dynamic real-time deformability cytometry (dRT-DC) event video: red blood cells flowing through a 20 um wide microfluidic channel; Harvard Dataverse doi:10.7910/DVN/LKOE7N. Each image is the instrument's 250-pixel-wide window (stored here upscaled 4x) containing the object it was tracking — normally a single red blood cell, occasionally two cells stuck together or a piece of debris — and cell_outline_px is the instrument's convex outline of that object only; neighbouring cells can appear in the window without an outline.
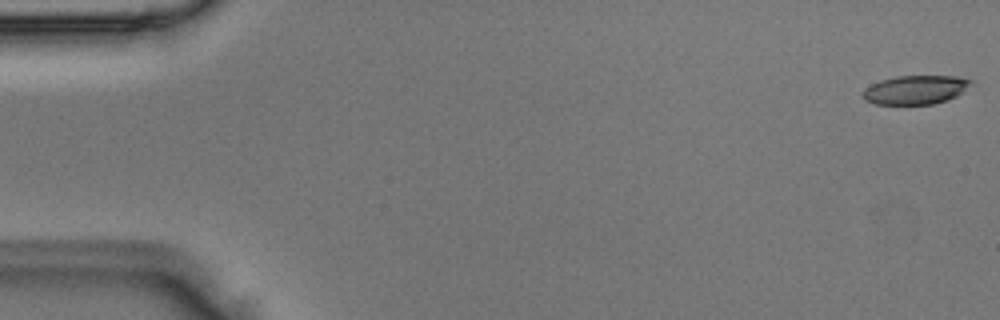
{"species": "Egyptian fruit bat (a non-hibernating species)", "species_latin": "Rousettus aegyptiacus", "temperature_condition": "room temperature", "stored_images_in_passage": 7, "segment_of_instrument_passage": [1, 2], "camera_frame_rate_fps": 3000, "um_per_image_px": 0.085, "animal": {"sex": "male"}, "frame": {"image": 1, "passage_image": 1, "time_ms": 0.0, "image_size_px": [1000, 320], "cell_outline_px": [[976, 84], [964, 92], [948, 100], [932, 104], [876, 104], [864, 100], [860, 96], [864, 88], [880, 80], [896, 76], [960, 76], [972, 80]], "centroid_in_image_um": [77.86, 7.63], "position_along_channel_um": 7.1, "area_um2": 18.61}}
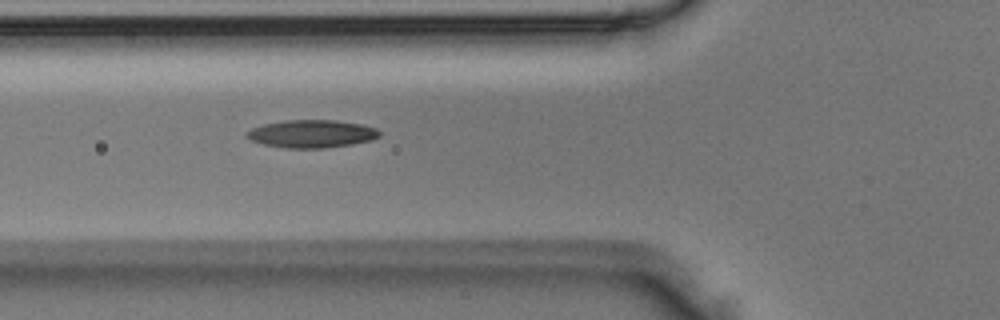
{"frame": {"image": 2, "passage_image": 6, "time_ms": 1.667, "image_size_px": [1000, 320], "cell_outline_px": [[380, 136], [372, 140], [352, 144], [324, 148], [288, 148], [264, 144], [252, 140], [244, 136], [244, 132], [252, 128], [264, 124], [284, 120], [332, 120], [360, 124], [376, 128], [380, 132]], "centroid_in_image_um": [26.48, 11.37], "position_along_channel_um": 99.3, "area_um2": 21.44}}